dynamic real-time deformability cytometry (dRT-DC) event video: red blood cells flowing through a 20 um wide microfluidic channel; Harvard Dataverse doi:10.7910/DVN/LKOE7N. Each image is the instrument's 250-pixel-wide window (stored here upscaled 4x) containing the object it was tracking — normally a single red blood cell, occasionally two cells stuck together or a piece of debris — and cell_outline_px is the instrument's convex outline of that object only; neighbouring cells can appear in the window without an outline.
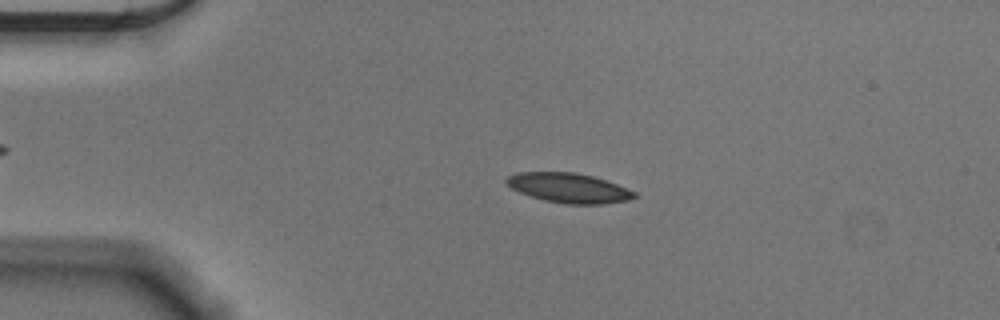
{"species": "Egyptian fruit bat (a non-hibernating species)", "species_latin": "Rousettus aegyptiacus", "temperature_condition": "cold", "stored_images_in_passage": 54, "camera_frame_rate_fps": 3000, "um_per_image_px": 0.085, "animal": {"sex": "male"}, "frame": {"image": 1, "passage_image": 11, "time_ms": 3.333, "image_size_px": [1000, 320], "cell_outline_px": [[636, 196], [628, 200], [604, 204], [564, 204], [544, 200], [520, 192], [512, 188], [504, 180], [508, 176], [520, 172], [576, 172], [592, 176], [616, 184], [636, 192]], "centroid_in_image_um": [48.35, 15.97], "position_along_channel_um": 36.7, "area_um2": 21.91}}
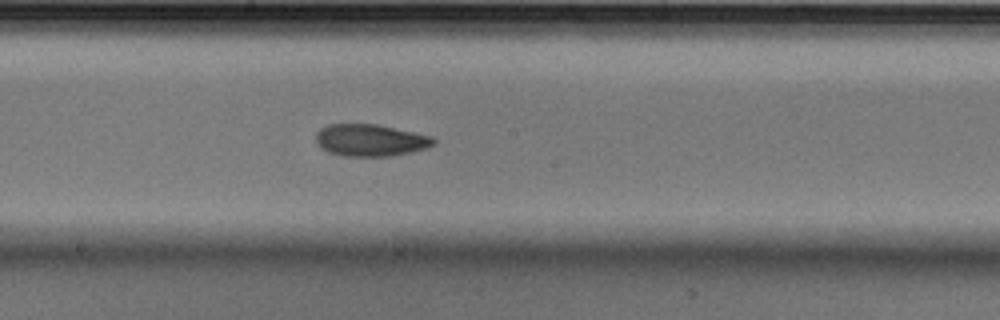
{"frame": {"image": 2, "passage_image": 29, "time_ms": 9.333, "image_size_px": [1000, 320], "cell_outline_px": [[436, 144], [428, 148], [412, 152], [392, 156], [344, 156], [328, 152], [320, 148], [316, 144], [316, 132], [320, 128], [328, 124], [376, 124], [432, 136], [436, 140]], "centroid_in_image_um": [31.48, 11.92], "position_along_channel_um": 216.7, "area_um2": 22.2}}
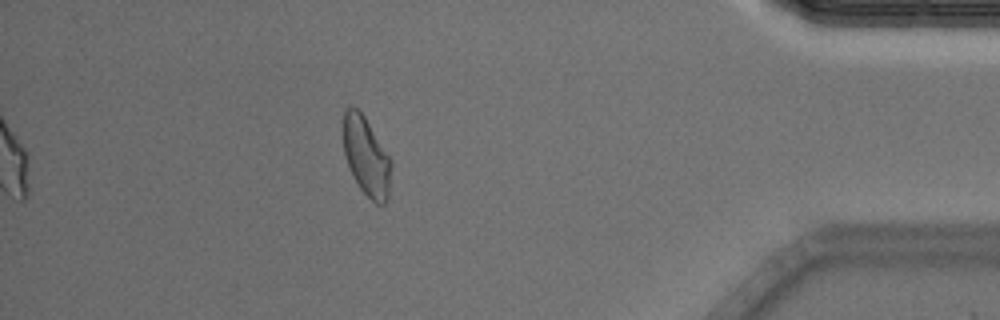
{"frame": {"image": 3, "passage_image": 48, "time_ms": 15.667, "image_size_px": [1000, 320], "cell_outline_px": [[392, 164], [388, 200], [384, 204], [376, 204], [360, 188], [352, 176], [344, 152], [344, 108], [348, 104], [352, 104], [364, 116], [392, 160]], "centroid_in_image_um": [31.15, 13.29], "position_along_channel_um": 404.1, "area_um2": 22.02}, "authors_computed_cell_mechanics": {"area_um2": 21.9929, "velocity_mm_per_s": 3.6167, "shape_relaxation_time_tau1_ms": 5.0561, "shape_relaxation_time_tau2_ms": 3.1148, "deformation_change_tau1": 0.1208, "deformation_change_tau2": 0.0805}}